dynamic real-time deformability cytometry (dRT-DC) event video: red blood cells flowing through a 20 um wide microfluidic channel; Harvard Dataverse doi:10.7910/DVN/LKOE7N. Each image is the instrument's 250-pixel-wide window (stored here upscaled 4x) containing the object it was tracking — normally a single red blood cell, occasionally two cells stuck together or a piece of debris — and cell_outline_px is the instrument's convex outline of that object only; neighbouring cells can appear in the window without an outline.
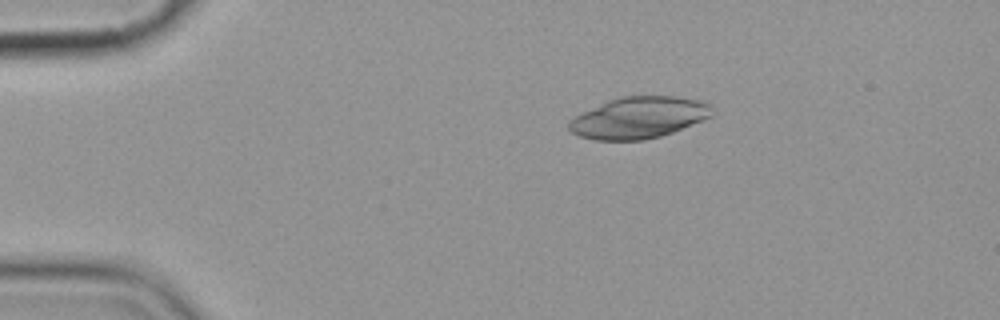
{"species": "common noctule bat (a hibernating species)", "species_latin": "Nyctalus noctula", "temperature_condition": "cold", "stored_images_in_passage": 7, "camera_frame_rate_fps": 3000, "um_per_image_px": 0.085, "animal": {"sex": "female", "body_mass_g": 19.9}, "frame": {"image": 1, "passage_image": 4, "time_ms": 3.333, "image_size_px": [1000, 320], "cell_outline_px": [[712, 116], [704, 120], [672, 132], [660, 136], [644, 140], [592, 140], [580, 136], [572, 132], [568, 128], [568, 120], [608, 100], [620, 96], [676, 96], [704, 100], [708, 104]], "centroid_in_image_um": [54.3, 10.0], "position_along_channel_um": 30.7, "area_um2": 34.51}}